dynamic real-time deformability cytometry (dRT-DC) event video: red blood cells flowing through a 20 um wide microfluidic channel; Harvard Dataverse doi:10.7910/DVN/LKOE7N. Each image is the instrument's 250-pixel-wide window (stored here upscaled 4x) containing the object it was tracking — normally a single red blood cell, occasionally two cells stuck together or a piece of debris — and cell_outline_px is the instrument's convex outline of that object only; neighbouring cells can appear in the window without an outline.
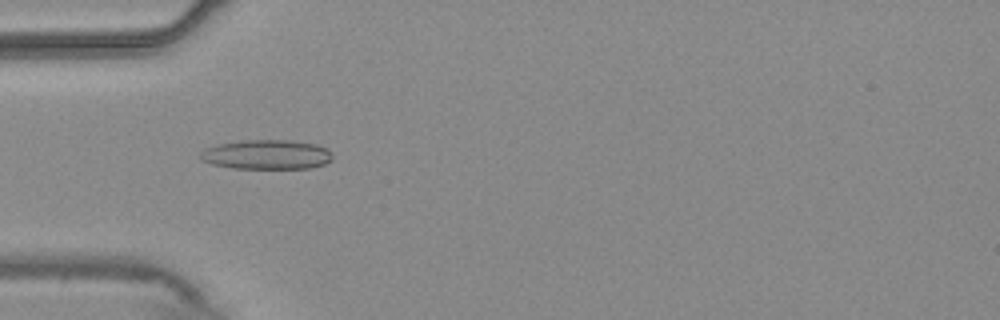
{"species": "common noctule bat (a hibernating species)", "species_latin": "Nyctalus noctula", "temperature_condition": "warm", "stored_images_in_passage": 49, "camera_frame_rate_fps": 3000, "um_per_image_px": 0.085, "animal": {"sex": "male", "body_mass_g": 20.4}, "frame": {"image": 1, "passage_image": 12, "time_ms": 3.667, "image_size_px": [1000, 320], "cell_outline_px": [[332, 160], [324, 164], [308, 168], [232, 168], [212, 164], [200, 160], [200, 152], [204, 148], [216, 144], [244, 140], [288, 140], [316, 144], [332, 152]], "centroid_in_image_um": [22.63, 13.13], "position_along_channel_um": 62.4, "area_um2": 22.77}}
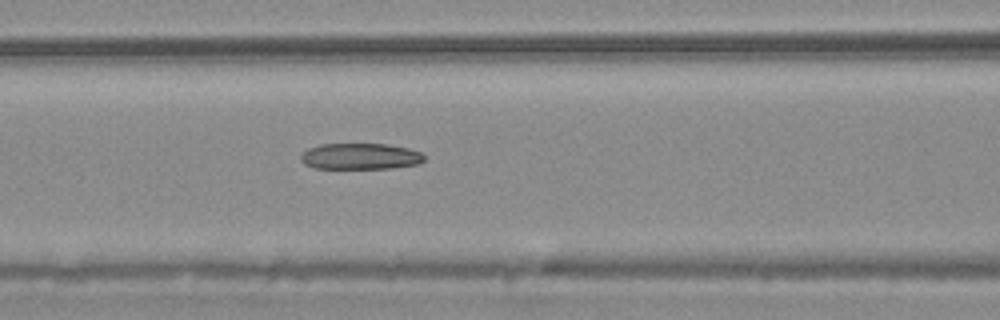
{"frame": {"image": 2, "passage_image": 18, "time_ms": 5.667, "image_size_px": [1000, 320], "cell_outline_px": [[424, 160], [420, 164], [392, 168], [312, 168], [304, 164], [300, 160], [300, 156], [308, 148], [320, 144], [388, 144], [408, 148], [420, 152], [424, 156]], "centroid_in_image_um": [30.62, 13.29], "position_along_channel_um": 136.0, "area_um2": 18.9}}
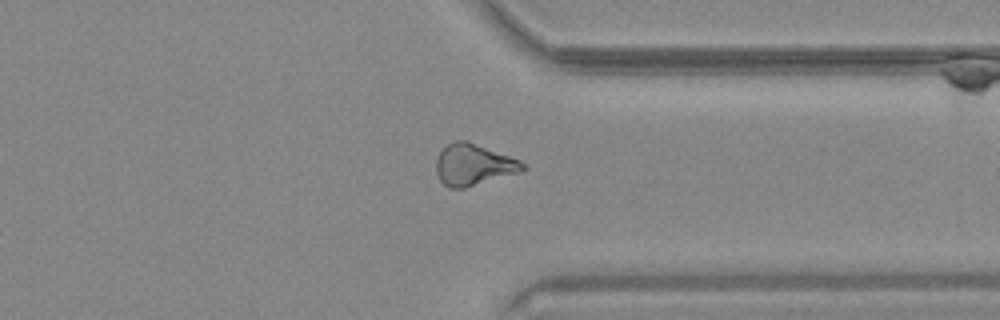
{"frame": {"image": 3, "passage_image": 37, "time_ms": 12.0, "image_size_px": [1000, 320], "cell_outline_px": [[524, 168], [520, 172], [464, 188], [448, 188], [440, 180], [436, 172], [436, 160], [440, 152], [448, 144], [456, 140], [468, 140], [520, 160], [524, 164]], "centroid_in_image_um": [40.23, 13.99], "position_along_channel_um": 371.2, "area_um2": 20.75}, "authors_computed_cell_mechanics": {"area_um2": 20.5768, "velocity_mm_per_s": 3.7327, "shape_relaxation_time_tau1_ms": null, "shape_relaxation_time_tau2_ms": 6.7948, "deformation_change_tau1": null, "deformation_change_tau2": 0.1714}}